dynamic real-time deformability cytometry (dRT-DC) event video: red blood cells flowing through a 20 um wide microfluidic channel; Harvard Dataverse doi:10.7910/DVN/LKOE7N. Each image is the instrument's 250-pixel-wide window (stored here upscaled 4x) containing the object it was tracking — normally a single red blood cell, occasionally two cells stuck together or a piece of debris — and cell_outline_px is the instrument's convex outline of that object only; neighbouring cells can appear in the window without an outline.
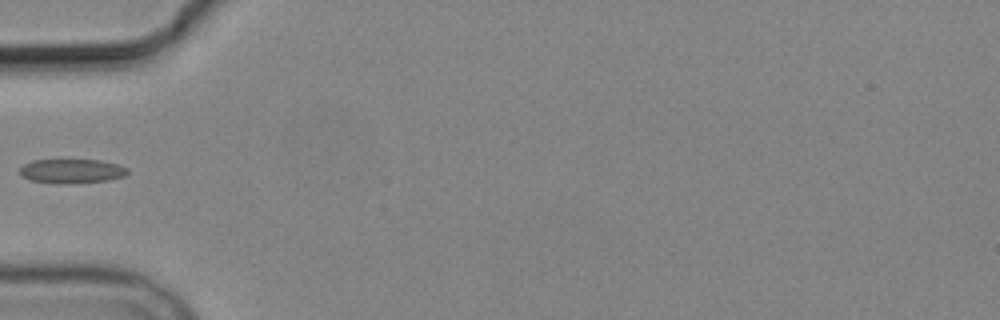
{"species": "common noctule bat (a hibernating species)", "species_latin": "Nyctalus noctula", "temperature_condition": "cold", "stored_images_in_passage": 2, "camera_frame_rate_fps": 3000, "um_per_image_px": 0.085, "animal": {"sex": "male", "body_mass_g": 19.2, "forearm_length_mm": 51.8}, "frame": {"image": 1, "passage_image": 1, "time_ms": 0.0, "image_size_px": [1000, 320], "cell_outline_px": [[128, 172], [124, 176], [108, 180], [68, 184], [60, 184], [28, 180], [20, 172], [20, 168], [24, 164], [32, 160], [60, 156], [100, 160], [120, 164], [128, 168]], "centroid_in_image_um": [6.08, 14.48], "position_along_channel_um": 78.9, "area_um2": 16.3}}
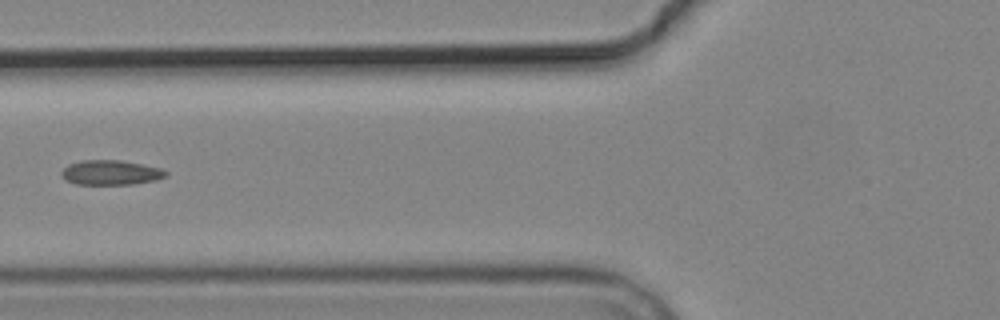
{"frame": {"image": 2, "passage_image": 2, "time_ms": 1.0, "image_size_px": [1000, 320], "cell_outline_px": [[168, 176], [156, 180], [132, 184], [76, 184], [64, 180], [60, 176], [60, 172], [68, 164], [80, 160], [120, 160], [160, 168], [168, 172]], "centroid_in_image_um": [9.37, 14.67], "position_along_channel_um": 116.4, "area_um2": 15.14}}